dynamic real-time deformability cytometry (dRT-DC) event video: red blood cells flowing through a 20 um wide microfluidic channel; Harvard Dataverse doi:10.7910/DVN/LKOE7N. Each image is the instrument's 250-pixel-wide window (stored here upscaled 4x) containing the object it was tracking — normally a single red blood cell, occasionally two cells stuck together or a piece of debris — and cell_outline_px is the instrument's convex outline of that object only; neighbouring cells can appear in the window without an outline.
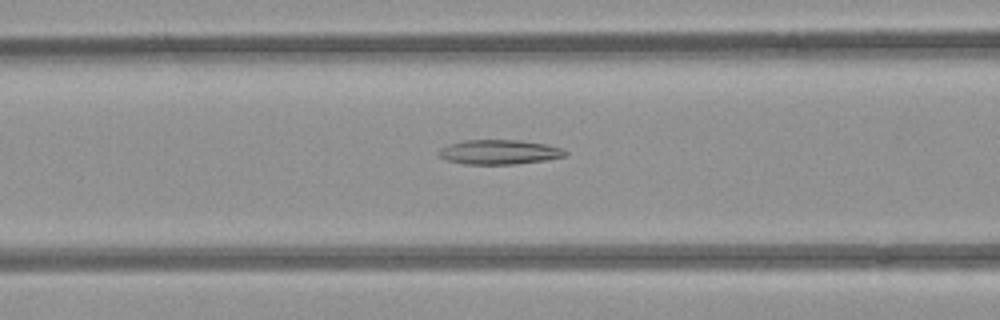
{"species": "common noctule bat (a hibernating species)", "species_latin": "Nyctalus noctula", "temperature_condition": "room temperature", "stored_images_in_passage": 39, "camera_frame_rate_fps": 3000, "um_per_image_px": 0.085, "animal": {"sex": "female", "body_mass_g": 21.9}, "frame": {"image": 1, "passage_image": 8, "time_ms": 2.333, "image_size_px": [1000, 320], "cell_outline_px": [[568, 152], [564, 156], [544, 160], [516, 164], [464, 164], [448, 160], [440, 156], [436, 152], [448, 144], [464, 140], [520, 140], [544, 144], [560, 148]], "centroid_in_image_um": [42.4, 12.92], "position_along_channel_um": 124.2, "area_um2": 17.92}}
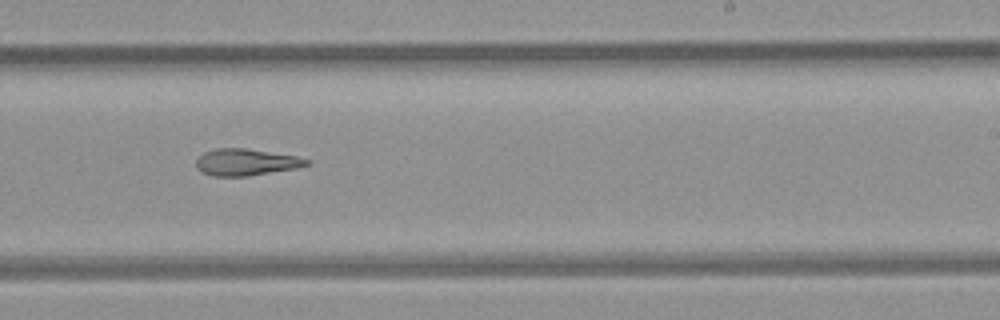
{"frame": {"image": 2, "passage_image": 19, "time_ms": 6.0, "image_size_px": [1000, 320], "cell_outline_px": [[312, 160], [308, 164], [296, 168], [244, 176], [212, 176], [200, 172], [196, 168], [196, 160], [204, 152], [216, 148], [244, 148], [296, 156]], "centroid_in_image_um": [20.86, 13.78], "position_along_channel_um": 268.1, "area_um2": 17.05}}
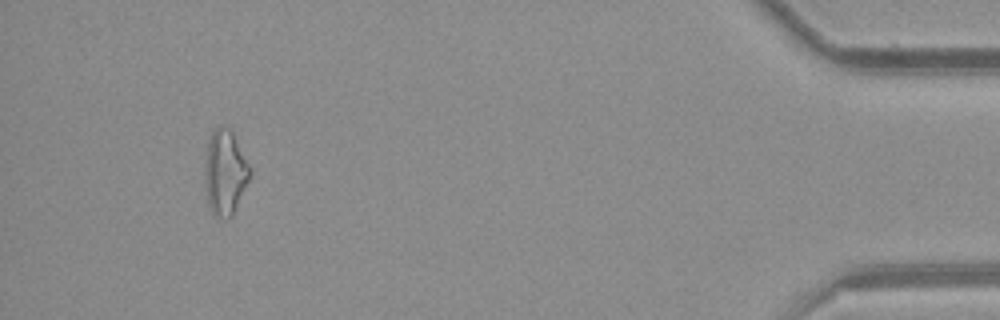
{"frame": {"image": 3, "passage_image": 36, "time_ms": 11.667, "image_size_px": [1000, 320], "cell_outline_px": [[252, 172], [232, 216], [228, 220], [216, 216], [212, 212], [208, 204], [204, 176], [204, 168], [208, 140], [212, 132], [220, 124], [224, 124], [232, 132]], "centroid_in_image_um": [19.11, 14.66], "position_along_channel_um": 416.1, "area_um2": 22.2}, "authors_computed_cell_mechanics": {"area_um2": 18.4382, "velocity_mm_per_s": 3.9266, "shape_relaxation_time_tau1_ms": null, "shape_relaxation_time_tau2_ms": 10.5399, "deformation_change_tau1": null, "deformation_change_tau2": 0.2539}}